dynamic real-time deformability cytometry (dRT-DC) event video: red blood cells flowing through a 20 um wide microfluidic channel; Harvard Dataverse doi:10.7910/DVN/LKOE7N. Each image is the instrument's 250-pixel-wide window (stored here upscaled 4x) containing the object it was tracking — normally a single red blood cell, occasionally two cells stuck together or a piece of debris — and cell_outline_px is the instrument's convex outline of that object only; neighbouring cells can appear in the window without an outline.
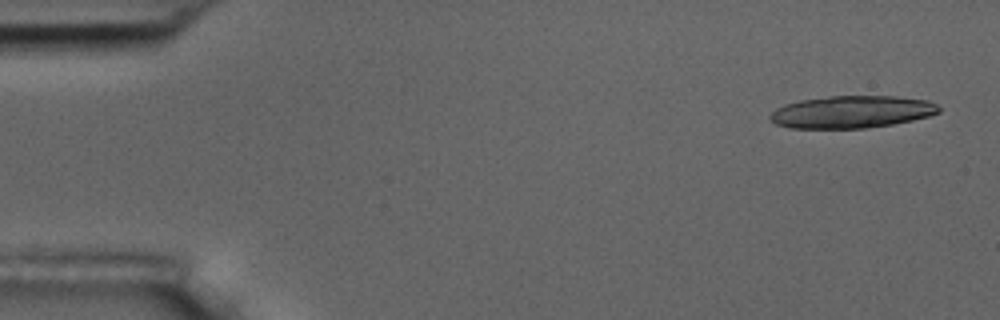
{"species": "common noctule bat (a hibernating species)", "species_latin": "Nyctalus noctula", "temperature_condition": "room temperature", "stored_images_in_passage": 5, "camera_frame_rate_fps": 3000, "um_per_image_px": 0.085, "animal": {"sex": "male", "body_mass_g": 17.5, "forearm_length_mm": 52.3}, "frame": {"image": 1, "passage_image": 1, "time_ms": 0.0, "image_size_px": [1000, 320], "cell_outline_px": [[940, 112], [928, 116], [912, 120], [892, 124], [868, 128], [788, 128], [776, 124], [768, 116], [776, 108], [784, 104], [800, 100], [832, 96], [896, 96], [928, 100], [936, 104], [940, 108]], "centroid_in_image_um": [72.39, 9.51], "position_along_channel_um": 12.6, "area_um2": 31.79}}